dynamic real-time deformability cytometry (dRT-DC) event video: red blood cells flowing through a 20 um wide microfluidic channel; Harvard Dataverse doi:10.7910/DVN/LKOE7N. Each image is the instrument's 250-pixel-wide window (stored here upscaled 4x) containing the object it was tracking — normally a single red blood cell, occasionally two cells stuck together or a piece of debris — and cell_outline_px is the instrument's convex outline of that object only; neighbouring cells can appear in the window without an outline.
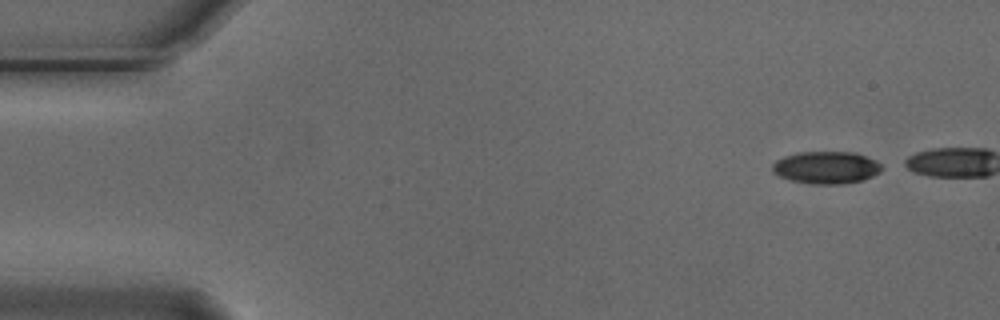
{"species": "Egyptian fruit bat (a non-hibernating species)", "species_latin": "Rousettus aegyptiacus", "temperature_condition": "cold", "stored_images_in_passage": 5, "camera_frame_rate_fps": 3000, "um_per_image_px": 0.085, "animal": {"sex": "male"}, "frame": {"image": 1, "passage_image": 1, "time_ms": 0.0, "image_size_px": [1000, 320], "cell_outline_px": [[884, 168], [880, 172], [872, 176], [860, 180], [844, 184], [812, 184], [788, 180], [772, 172], [772, 164], [776, 160], [784, 156], [800, 152], [852, 152], [876, 160]], "centroid_in_image_um": [70.21, 14.24], "position_along_channel_um": 14.8, "area_um2": 20.63}}